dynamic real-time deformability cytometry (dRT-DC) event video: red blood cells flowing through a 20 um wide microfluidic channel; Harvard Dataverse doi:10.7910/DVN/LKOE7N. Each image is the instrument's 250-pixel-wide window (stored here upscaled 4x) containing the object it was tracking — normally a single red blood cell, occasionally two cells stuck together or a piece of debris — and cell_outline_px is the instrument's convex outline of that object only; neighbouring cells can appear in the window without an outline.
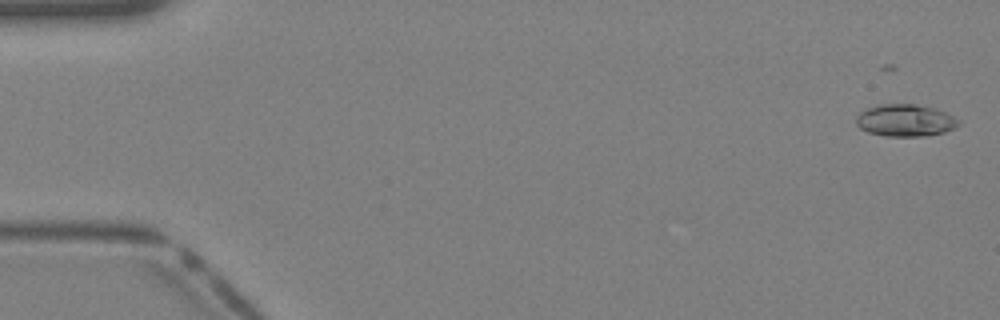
{"species": "Egyptian fruit bat (a non-hibernating species)", "species_latin": "Rousettus aegyptiacus", "temperature_condition": "warm", "stored_images_in_passage": 39, "camera_frame_rate_fps": 3000, "um_per_image_px": 0.085, "animal": {"sex": "female"}, "frame": {"image": 1, "passage_image": 1, "time_ms": 0.0, "image_size_px": [1000, 320], "cell_outline_px": [[960, 124], [944, 132], [924, 136], [884, 136], [868, 132], [860, 128], [856, 124], [856, 116], [860, 112], [876, 104], [916, 104], [932, 108], [944, 112], [960, 120]], "centroid_in_image_um": [76.91, 10.23], "position_along_channel_um": 8.1, "area_um2": 19.07}}
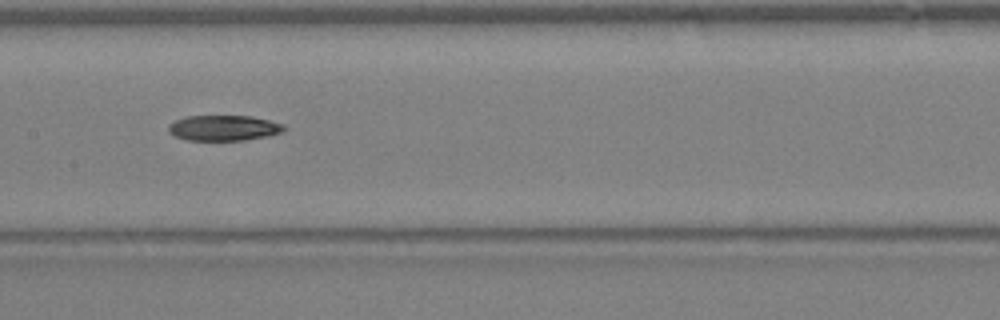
{"frame": {"image": 2, "passage_image": 20, "time_ms": 6.333, "image_size_px": [1000, 320], "cell_outline_px": [[288, 128], [284, 132], [268, 136], [244, 140], [188, 140], [176, 136], [168, 132], [168, 124], [176, 120], [188, 116], [252, 116], [284, 124]], "centroid_in_image_um": [19.06, 10.87], "position_along_channel_um": 188.3, "area_um2": 17.22}}
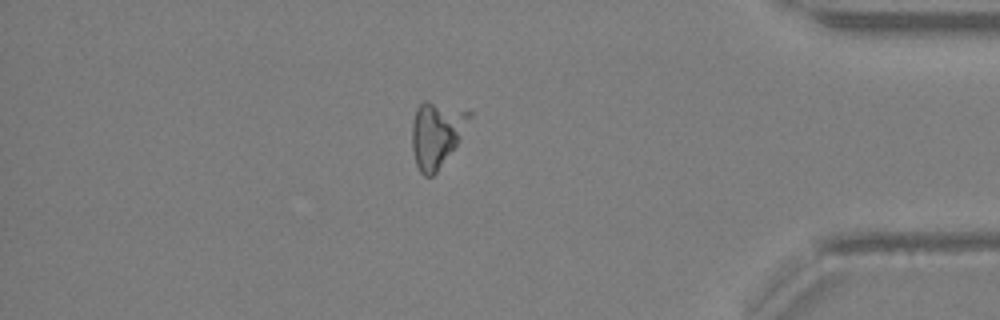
{"frame": {"image": 3, "passage_image": 34, "time_ms": 11.0, "image_size_px": [1000, 320], "cell_outline_px": [[472, 116], [456, 144], [436, 172], [432, 176], [424, 176], [420, 172], [416, 164], [412, 148], [412, 124], [416, 108], [424, 100], [428, 100], [472, 112]], "centroid_in_image_um": [37.07, 11.38], "position_along_channel_um": 398.1, "area_um2": 21.5}}